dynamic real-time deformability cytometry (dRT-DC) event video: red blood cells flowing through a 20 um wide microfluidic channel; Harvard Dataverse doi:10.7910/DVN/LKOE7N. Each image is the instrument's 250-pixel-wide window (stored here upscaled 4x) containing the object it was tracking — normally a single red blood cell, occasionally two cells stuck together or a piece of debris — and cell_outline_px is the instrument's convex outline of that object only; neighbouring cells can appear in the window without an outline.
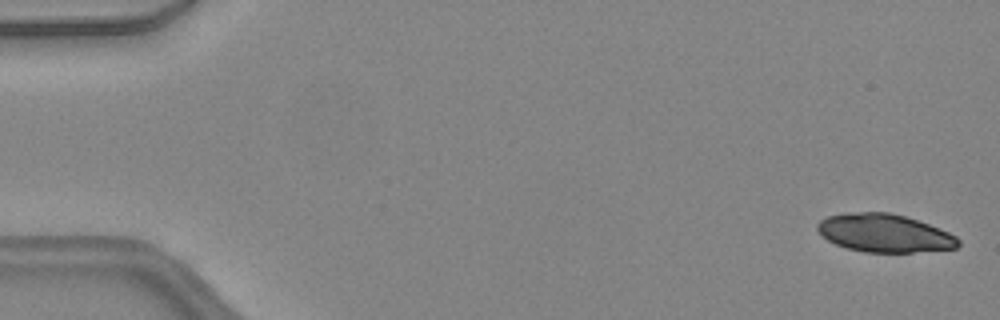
{"species": "common noctule bat (a hibernating species)", "species_latin": "Nyctalus noctula", "temperature_condition": "warm", "stored_images_in_passage": 45, "camera_frame_rate_fps": 3000, "um_per_image_px": 0.085, "animal": {"sex": "female", "body_mass_g": 24.6, "forearm_length_mm": 56.2}, "frame": {"image": 1, "passage_image": 1, "time_ms": 0.0, "image_size_px": [1000, 320], "cell_outline_px": [[960, 244], [956, 248], [912, 252], [864, 252], [848, 248], [836, 244], [828, 240], [816, 228], [816, 224], [820, 220], [828, 216], [848, 212], [888, 212], [904, 216], [928, 224], [948, 232], [956, 236], [960, 240]], "centroid_in_image_um": [75.17, 19.81], "position_along_channel_um": 9.8, "area_um2": 31.04}}